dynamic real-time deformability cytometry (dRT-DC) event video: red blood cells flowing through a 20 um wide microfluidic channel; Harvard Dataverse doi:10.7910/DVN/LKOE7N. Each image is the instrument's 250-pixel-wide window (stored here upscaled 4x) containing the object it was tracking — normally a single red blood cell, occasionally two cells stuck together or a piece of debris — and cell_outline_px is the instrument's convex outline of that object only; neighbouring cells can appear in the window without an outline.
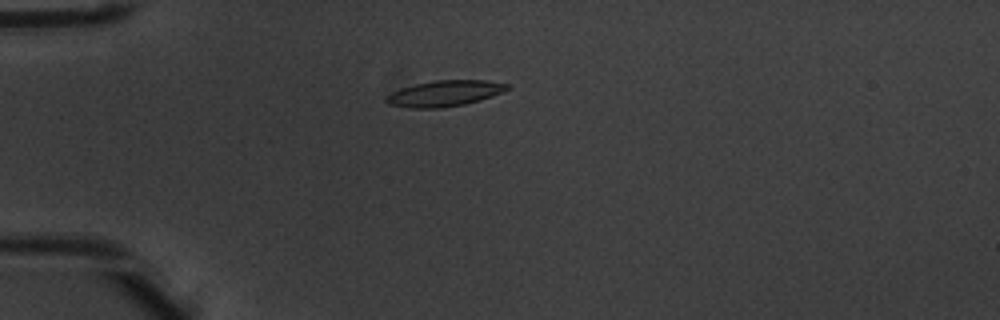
{"species": "common noctule bat (a hibernating species)", "species_latin": "Nyctalus noctula", "temperature_condition": "warm", "stored_images_in_passage": 8, "camera_frame_rate_fps": 3000, "um_per_image_px": 0.085, "animal": {"sex": "male", "body_mass_g": 20.1, "forearm_length_mm": 53.5}, "frame": {"image": 1, "passage_image": 5, "time_ms": 1.333, "image_size_px": [1000, 320], "cell_outline_px": [[508, 88], [492, 96], [480, 100], [464, 104], [440, 108], [408, 108], [388, 104], [384, 100], [384, 96], [400, 88], [416, 84], [436, 80], [484, 80], [508, 84]], "centroid_in_image_um": [37.71, 7.94], "position_along_channel_um": 47.3, "area_um2": 18.15}}
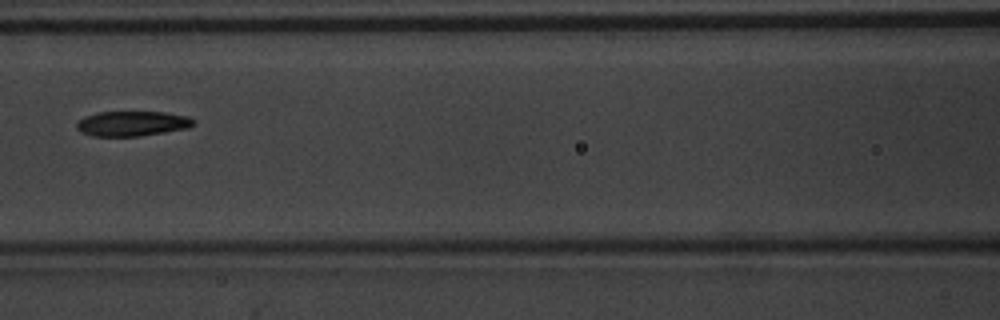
{"frame": {"image": 2, "passage_image": 8, "time_ms": 2.333, "image_size_px": [1000, 320], "cell_outline_px": [[196, 124], [188, 128], [140, 136], [92, 136], [80, 132], [76, 128], [76, 124], [84, 116], [96, 112], [164, 112], [188, 116], [196, 120]], "centroid_in_image_um": [11.24, 10.5], "position_along_channel_um": 155.4, "area_um2": 17.17}}